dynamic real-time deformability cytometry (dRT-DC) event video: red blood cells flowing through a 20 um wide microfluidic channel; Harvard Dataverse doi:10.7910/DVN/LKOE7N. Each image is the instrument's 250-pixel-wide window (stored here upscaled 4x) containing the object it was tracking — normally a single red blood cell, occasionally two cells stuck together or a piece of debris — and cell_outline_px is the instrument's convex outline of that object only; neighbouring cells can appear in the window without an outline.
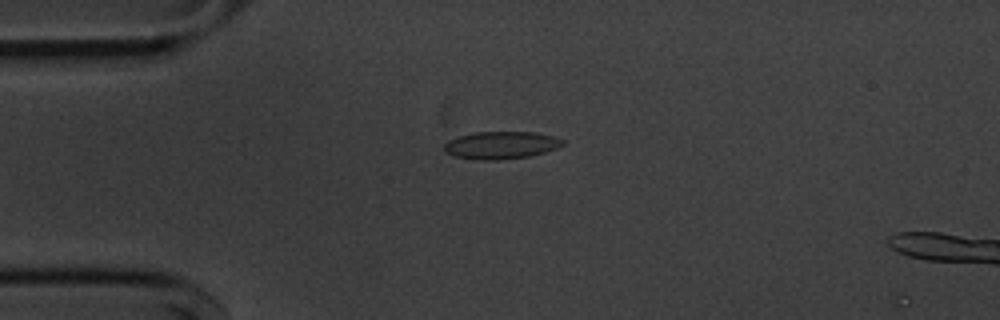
{"species": "common noctule bat (a hibernating species)", "species_latin": "Nyctalus noctula", "temperature_condition": "cold", "stored_images_in_passage": 16, "camera_frame_rate_fps": 3000, "um_per_image_px": 0.085, "animal": {"sex": "male", "body_mass_g": 20.1, "forearm_length_mm": 53.5}, "frame": {"image": 1, "passage_image": 13, "time_ms": 4.0, "image_size_px": [1000, 320], "cell_outline_px": [[564, 144], [556, 148], [544, 152], [528, 156], [496, 160], [476, 160], [456, 156], [444, 152], [444, 144], [448, 140], [460, 136], [476, 132], [532, 132], [552, 136], [564, 140]], "centroid_in_image_um": [42.56, 12.34], "position_along_channel_um": 42.4, "area_um2": 18.79}}